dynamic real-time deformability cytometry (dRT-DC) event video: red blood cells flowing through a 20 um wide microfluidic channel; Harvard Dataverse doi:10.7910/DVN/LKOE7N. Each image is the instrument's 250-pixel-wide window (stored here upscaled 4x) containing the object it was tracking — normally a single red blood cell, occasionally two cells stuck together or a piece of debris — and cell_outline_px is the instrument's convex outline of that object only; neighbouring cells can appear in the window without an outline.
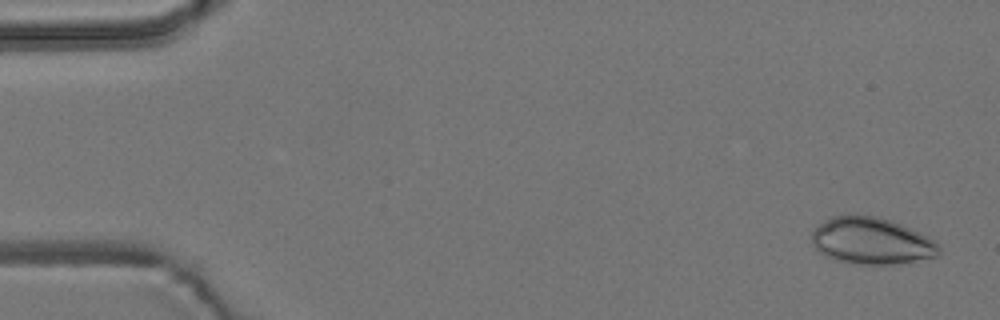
{"species": "common noctule bat (a hibernating species)", "species_latin": "Nyctalus noctula", "temperature_condition": "room temperature", "stored_images_in_passage": 5, "camera_frame_rate_fps": 3000, "um_per_image_px": 0.085, "animal": {"sex": "male", "body_mass_g": 19.2, "forearm_length_mm": 51.8}, "frame": {"image": 1, "passage_image": 1, "time_ms": 0.0, "image_size_px": [1000, 320], "cell_outline_px": [[940, 252], [936, 256], [896, 264], [860, 264], [836, 260], [824, 256], [812, 244], [812, 232], [824, 220], [832, 216], [876, 216], [892, 220], [928, 236], [940, 244]], "centroid_in_image_um": [74.09, 20.48], "position_along_channel_um": 10.9, "area_um2": 34.45}}